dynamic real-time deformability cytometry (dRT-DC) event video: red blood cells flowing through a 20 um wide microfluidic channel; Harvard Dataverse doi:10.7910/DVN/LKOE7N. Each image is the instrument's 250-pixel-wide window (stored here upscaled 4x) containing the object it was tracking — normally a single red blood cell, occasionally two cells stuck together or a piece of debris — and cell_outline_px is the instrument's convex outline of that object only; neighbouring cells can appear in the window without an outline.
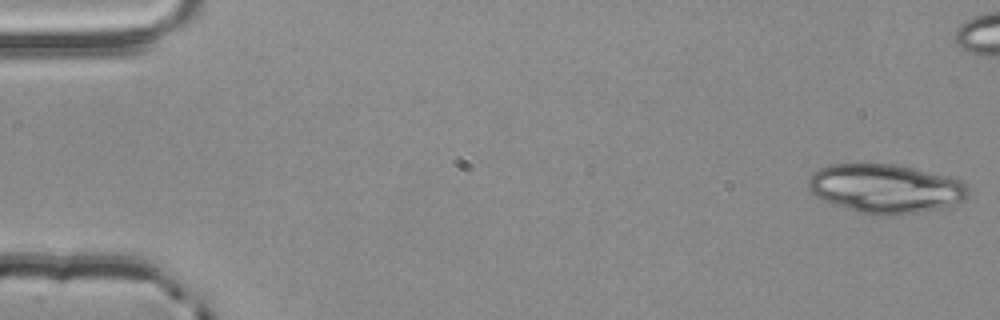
{"species": "common noctule bat (a hibernating species)", "species_latin": "Nyctalus noctula", "temperature_condition": "room temperature", "stored_images_in_passage": 55, "segment_of_instrument_passage": [1, 2], "camera_frame_rate_fps": 3000, "um_per_image_px": 0.085, "animal": {"sex": "male", "body_mass_g": 20.4}, "frame": {"image": 1, "passage_image": 1, "time_ms": 0.0, "image_size_px": [1000, 320], "cell_outline_px": [[968, 196], [960, 204], [948, 208], [892, 216], [872, 216], [824, 200], [812, 192], [808, 188], [808, 180], [812, 172], [820, 168], [832, 164], [864, 160], [896, 164], [964, 180], [968, 188]], "centroid_in_image_um": [75.31, 16.0], "position_along_channel_um": 9.7, "area_um2": 46.99}}